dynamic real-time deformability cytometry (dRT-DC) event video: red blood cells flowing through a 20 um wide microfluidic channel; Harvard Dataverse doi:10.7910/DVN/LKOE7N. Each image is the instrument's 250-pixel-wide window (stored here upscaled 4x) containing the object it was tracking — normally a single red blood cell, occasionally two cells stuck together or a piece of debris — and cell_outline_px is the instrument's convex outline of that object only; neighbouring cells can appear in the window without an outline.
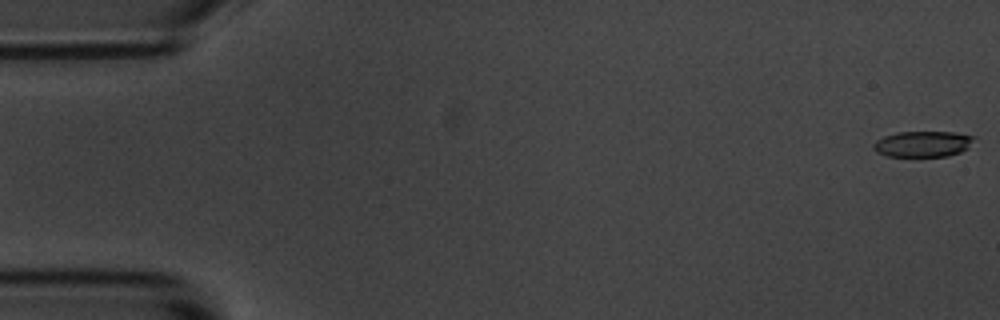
{"species": "common noctule bat (a hibernating species)", "species_latin": "Nyctalus noctula", "temperature_condition": "room temperature", "stored_images_in_passage": 7, "camera_frame_rate_fps": 3000, "um_per_image_px": 0.085, "animal": {"sex": "male", "body_mass_g": 20.1, "forearm_length_mm": 53.5}, "frame": {"image": 1, "passage_image": 1, "time_ms": 0.0, "image_size_px": [1000, 320], "cell_outline_px": [[976, 136], [968, 148], [960, 152], [948, 156], [888, 156], [876, 152], [872, 148], [872, 144], [876, 140], [884, 136], [896, 132], [956, 132]], "centroid_in_image_um": [78.43, 12.23], "position_along_channel_um": 6.6, "area_um2": 15.26}}
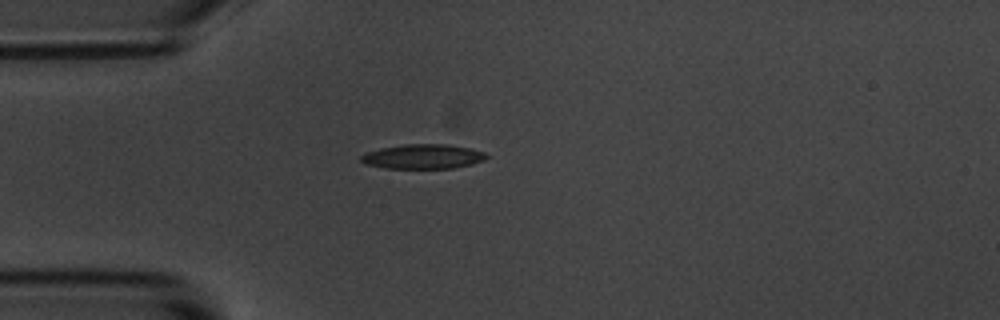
{"frame": {"image": 2, "passage_image": 5, "time_ms": 1.333, "image_size_px": [1000, 320], "cell_outline_px": [[488, 156], [484, 160], [472, 164], [452, 168], [384, 168], [364, 164], [360, 160], [360, 156], [364, 152], [380, 148], [404, 144], [448, 144], [468, 148], [484, 152]], "centroid_in_image_um": [35.9, 13.3], "position_along_channel_um": 49.1, "area_um2": 18.03}}